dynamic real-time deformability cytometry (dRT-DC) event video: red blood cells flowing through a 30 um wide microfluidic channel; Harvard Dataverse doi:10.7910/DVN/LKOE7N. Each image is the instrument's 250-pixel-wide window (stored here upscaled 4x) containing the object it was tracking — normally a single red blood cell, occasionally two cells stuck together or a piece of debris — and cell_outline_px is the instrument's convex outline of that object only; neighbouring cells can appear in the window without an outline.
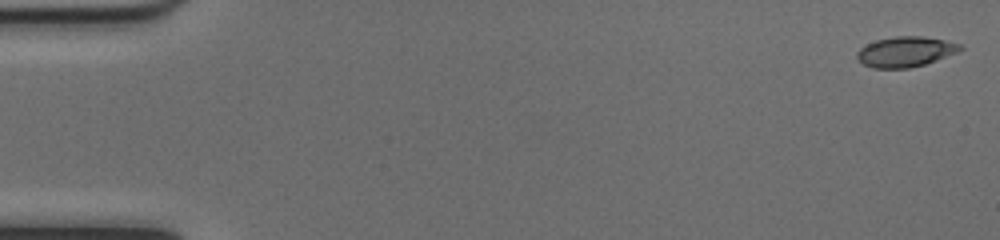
{"species": "common noctule bat (a hibernating species)", "species_latin": "Nyctalus noctula", "temperature_condition": "cold", "stored_images_in_passage": 51, "camera_frame_rate_fps": 3000, "um_per_image_px": 0.085, "animal": {"sex": "female", "body_mass_g": 17.0, "forearm_length_mm": 48.0}, "frame": {"image": 1, "passage_image": 1, "time_ms": 0.0, "image_size_px": [1000, 240], "cell_outline_px": [[964, 48], [956, 52], [924, 64], [908, 68], [872, 68], [864, 64], [856, 56], [856, 52], [860, 48], [876, 40], [896, 36], [920, 36], [944, 40], [960, 44]], "centroid_in_image_um": [76.93, 4.39], "position_along_channel_um": 8.1, "area_um2": 17.86}}
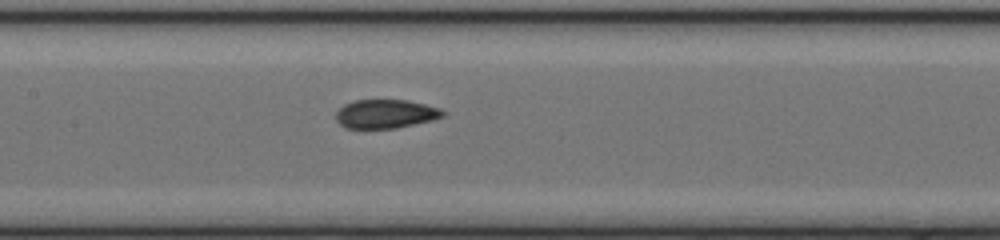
{"frame": {"image": 2, "passage_image": 25, "time_ms": 8.0, "image_size_px": [1000, 240], "cell_outline_px": [[444, 116], [432, 120], [396, 128], [344, 128], [336, 120], [336, 112], [344, 104], [356, 100], [408, 100], [440, 108], [444, 112]], "centroid_in_image_um": [32.76, 9.68], "position_along_channel_um": 174.6, "area_um2": 17.86}}
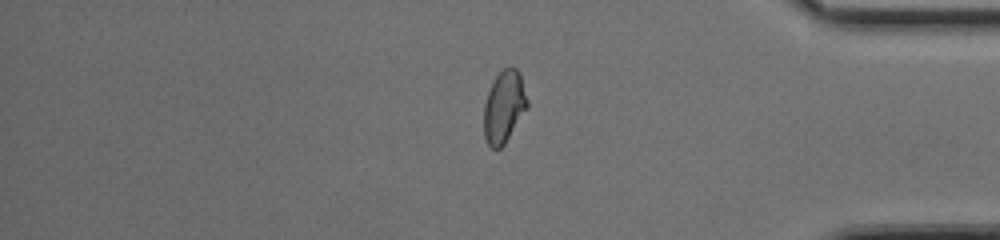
{"frame": {"image": 3, "passage_image": 43, "time_ms": 14.0, "image_size_px": [1000, 240], "cell_outline_px": [[528, 108], [504, 144], [496, 152], [488, 144], [484, 136], [484, 104], [488, 92], [496, 76], [504, 68], [516, 68], [520, 72], [528, 100]], "centroid_in_image_um": [42.85, 9.1], "position_along_channel_um": 392.3, "area_um2": 18.26}, "authors_computed_cell_mechanics": {"area_um2": 18.3226, "velocity_mm_per_s": 4.0402, "shape_relaxation_time_tau1_ms": null, "shape_relaxation_time_tau2_ms": 1.2429, "deformation_change_tau1": null, "deformation_change_tau2": 0.0507}}